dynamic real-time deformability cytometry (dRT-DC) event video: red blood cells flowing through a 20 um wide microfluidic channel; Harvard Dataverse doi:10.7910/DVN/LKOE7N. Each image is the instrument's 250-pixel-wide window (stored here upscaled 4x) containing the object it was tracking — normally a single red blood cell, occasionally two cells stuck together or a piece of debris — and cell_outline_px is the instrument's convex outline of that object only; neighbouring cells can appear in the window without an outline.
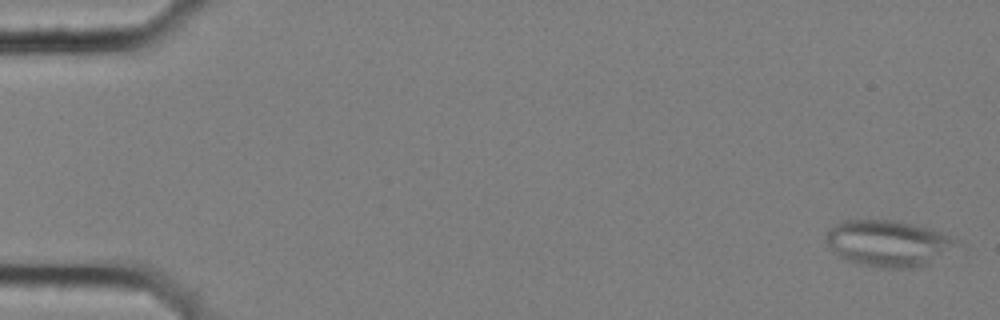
{"species": "common noctule bat (a hibernating species)", "species_latin": "Nyctalus noctula", "temperature_condition": "cold", "stored_images_in_passage": 6, "camera_frame_rate_fps": 3000, "um_per_image_px": 0.085, "animal": {"sex": "female", "body_mass_g": 25.1}, "frame": {"image": 1, "passage_image": 1, "time_ms": 0.0, "image_size_px": [1000, 320], "cell_outline_px": [[960, 244], [928, 264], [912, 268], [880, 268], [856, 264], [844, 260], [832, 252], [828, 248], [824, 240], [828, 232], [840, 220], [892, 220], [912, 224], [944, 232], [960, 240]], "centroid_in_image_um": [75.47, 20.69], "position_along_channel_um": 9.5, "area_um2": 35.6}}